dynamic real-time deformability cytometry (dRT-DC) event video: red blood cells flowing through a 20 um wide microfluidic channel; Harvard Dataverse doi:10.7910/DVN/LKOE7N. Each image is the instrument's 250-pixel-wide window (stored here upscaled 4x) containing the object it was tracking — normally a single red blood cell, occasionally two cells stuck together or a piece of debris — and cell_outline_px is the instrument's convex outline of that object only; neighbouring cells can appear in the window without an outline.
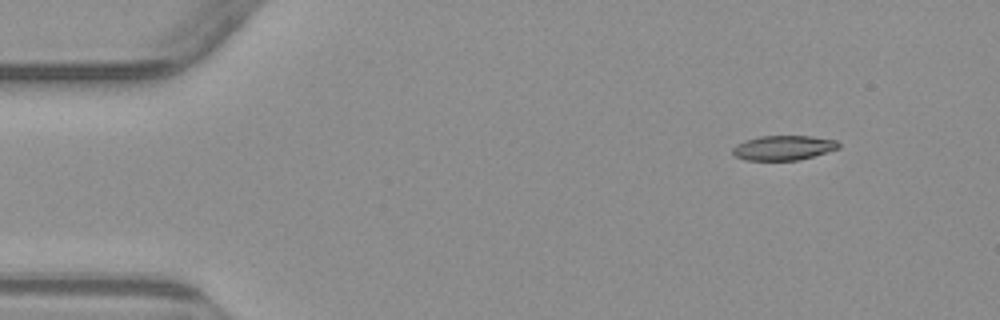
{"species": "common noctule bat (a hibernating species)", "species_latin": "Nyctalus noctula", "temperature_condition": "warm", "stored_images_in_passage": 5, "segment_of_instrument_passage": [2, 2], "camera_frame_rate_fps": 3000, "um_per_image_px": 0.085, "animal": {"sex": "male", "body_mass_g": 23.1, "forearm_length_mm": 52.7}, "frame": {"image": 1, "passage_image": 5, "time_ms": 5.333, "image_size_px": [1000, 320], "cell_outline_px": [[840, 148], [800, 160], [744, 160], [736, 156], [732, 152], [732, 148], [736, 144], [744, 140], [760, 136], [812, 136], [836, 140], [840, 144]], "centroid_in_image_um": [66.59, 12.56], "position_along_channel_um": 18.4, "area_um2": 15.32}}